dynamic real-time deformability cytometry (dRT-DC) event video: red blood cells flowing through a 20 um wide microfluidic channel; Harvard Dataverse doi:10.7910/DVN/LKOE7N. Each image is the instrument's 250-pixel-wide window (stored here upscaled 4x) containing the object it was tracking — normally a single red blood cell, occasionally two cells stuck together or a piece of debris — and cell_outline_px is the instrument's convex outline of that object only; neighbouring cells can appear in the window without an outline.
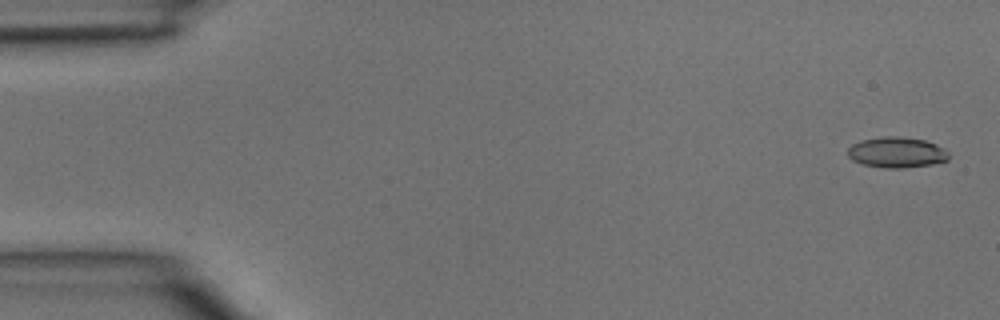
{"species": "common noctule bat (a hibernating species)", "species_latin": "Nyctalus noctula", "temperature_condition": "room temperature", "stored_images_in_passage": 5, "camera_frame_rate_fps": 3000, "um_per_image_px": 0.085, "animal": {"sex": "male", "body_mass_g": 15.6}, "frame": {"image": 1, "passage_image": 1, "time_ms": 0.0, "image_size_px": [1000, 320], "cell_outline_px": [[948, 160], [932, 164], [904, 168], [884, 168], [864, 164], [852, 160], [848, 156], [848, 148], [852, 144], [860, 140], [884, 136], [896, 136], [924, 140], [936, 144], [944, 148], [948, 152]], "centroid_in_image_um": [76.21, 12.95], "position_along_channel_um": 8.8, "area_um2": 18.03}}